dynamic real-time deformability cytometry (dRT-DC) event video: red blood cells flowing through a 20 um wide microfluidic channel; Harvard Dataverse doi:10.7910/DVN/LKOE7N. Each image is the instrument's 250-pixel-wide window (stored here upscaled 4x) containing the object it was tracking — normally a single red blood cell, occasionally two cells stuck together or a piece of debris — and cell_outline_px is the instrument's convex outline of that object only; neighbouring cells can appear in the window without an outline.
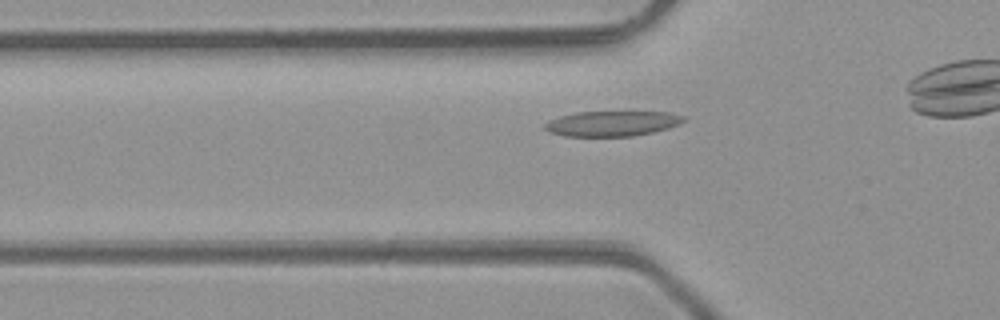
{"species": "common noctule bat (a hibernating species)", "species_latin": "Nyctalus noctula", "temperature_condition": "room temperature", "stored_images_in_passage": 28, "camera_frame_rate_fps": 3000, "um_per_image_px": 0.085, "animal": {"sex": "male", "body_mass_g": 23.1, "forearm_length_mm": 52.7}, "frame": {"image": 1, "passage_image": 5, "time_ms": 1.333, "image_size_px": [1000, 320], "cell_outline_px": [[688, 120], [680, 124], [668, 128], [652, 132], [632, 136], [564, 136], [548, 132], [544, 128], [544, 124], [548, 120], [560, 116], [576, 112], [672, 112], [684, 116]], "centroid_in_image_um": [52.04, 10.5], "position_along_channel_um": 73.8, "area_um2": 20.52}}
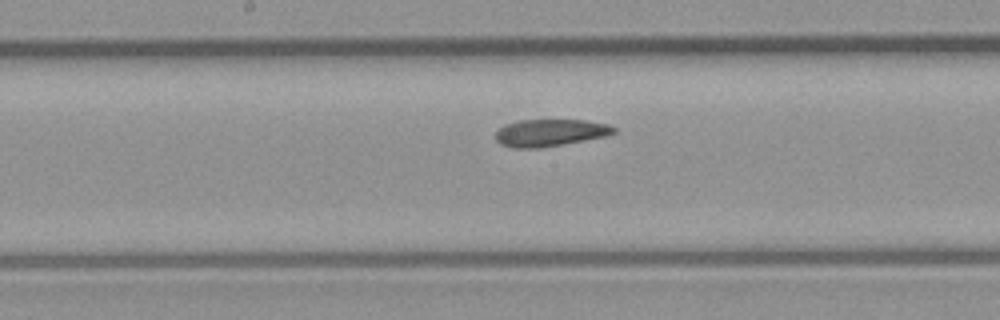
{"frame": {"image": 2, "passage_image": 14, "time_ms": 4.333, "image_size_px": [1000, 320], "cell_outline_px": [[616, 132], [604, 136], [584, 140], [540, 148], [516, 148], [500, 144], [496, 140], [496, 132], [504, 124], [520, 120], [584, 120], [608, 124], [616, 128]], "centroid_in_image_um": [46.73, 11.28], "position_along_channel_um": 201.5, "area_um2": 18.55}}
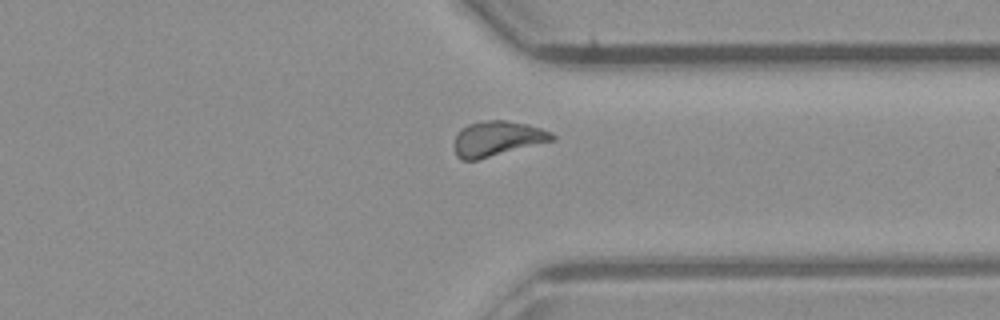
{"frame": {"image": 3, "passage_image": 26, "time_ms": 8.333, "image_size_px": [1000, 320], "cell_outline_px": [[556, 140], [476, 160], [460, 160], [456, 156], [452, 144], [456, 136], [468, 124], [488, 120], [504, 120], [528, 124], [552, 132], [556, 136]], "centroid_in_image_um": [42.28, 11.79], "position_along_channel_um": 369.1, "area_um2": 20.06}}